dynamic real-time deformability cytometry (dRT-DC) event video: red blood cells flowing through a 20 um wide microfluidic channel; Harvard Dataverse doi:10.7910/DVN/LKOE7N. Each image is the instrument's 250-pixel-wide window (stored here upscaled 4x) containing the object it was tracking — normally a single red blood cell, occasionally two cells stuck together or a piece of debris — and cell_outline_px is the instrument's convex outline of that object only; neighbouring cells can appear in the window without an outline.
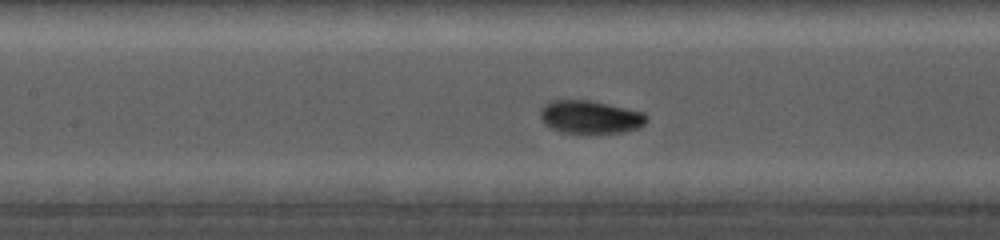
{"species": "common noctule bat (a hibernating species)", "species_latin": "Nyctalus noctula", "temperature_condition": "cold", "stored_images_in_passage": 78, "camera_frame_rate_fps": 5000, "um_per_image_px": 0.085, "animal": {"sex": "female", "body_mass_g": 19.0, "forearm_length_mm": 56.7}, "frame": {"image": 1, "passage_image": 23, "time_ms": 6.4, "image_size_px": [1000, 240], "cell_outline_px": [[648, 120], [640, 128], [624, 132], [596, 136], [560, 132], [544, 124], [540, 116], [540, 108], [548, 100], [592, 100], [644, 112], [648, 116]], "centroid_in_image_um": [50.18, 9.98], "position_along_channel_um": 157.2, "area_um2": 21.5}}
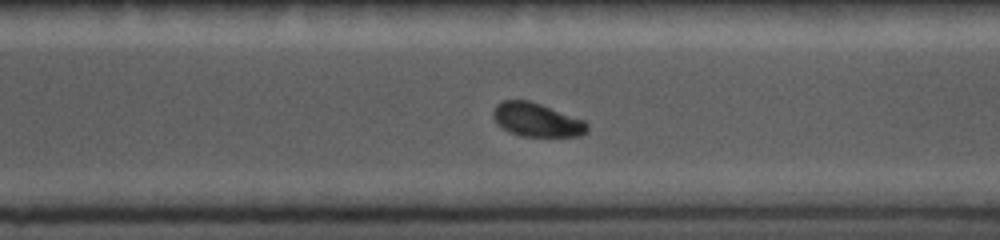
{"frame": {"image": 2, "passage_image": 52, "time_ms": 10.8, "image_size_px": [1000, 240], "cell_outline_px": [[588, 128], [580, 136], [524, 136], [508, 132], [496, 124], [492, 116], [492, 112], [496, 104], [504, 100], [528, 100], [540, 104], [584, 120], [588, 124]], "centroid_in_image_um": [45.57, 10.18], "position_along_channel_um": 325.0, "area_um2": 18.38}}
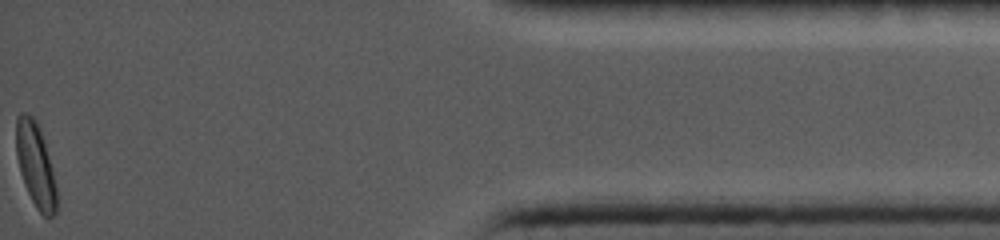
{"frame": {"image": 3, "passage_image": 77, "time_ms": 15.0, "image_size_px": [1000, 240], "cell_outline_px": [[56, 212], [48, 220], [36, 208], [24, 184], [20, 172], [16, 156], [16, 116], [20, 112], [24, 112], [32, 116], [40, 132], [48, 156], [56, 188]], "centroid_in_image_um": [2.99, 14.05], "position_along_channel_um": 432.2, "area_um2": 19.36}}